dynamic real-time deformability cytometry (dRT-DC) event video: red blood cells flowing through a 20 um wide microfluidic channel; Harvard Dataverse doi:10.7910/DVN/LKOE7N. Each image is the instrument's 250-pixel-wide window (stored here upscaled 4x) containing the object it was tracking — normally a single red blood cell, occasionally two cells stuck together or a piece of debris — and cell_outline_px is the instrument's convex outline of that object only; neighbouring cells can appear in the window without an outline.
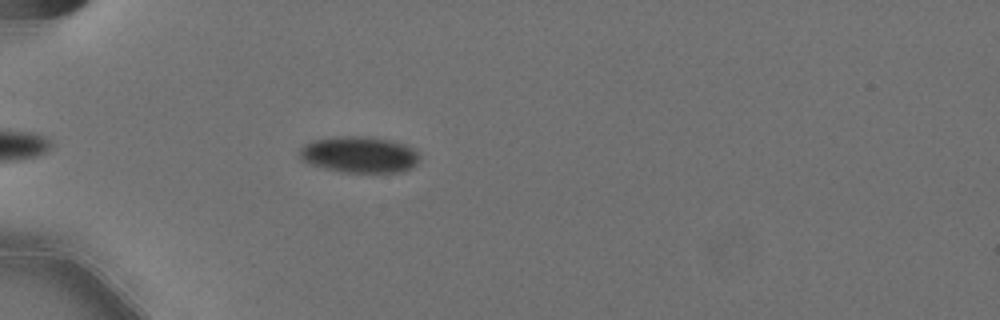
{"species": "Egyptian fruit bat (a non-hibernating species)", "species_latin": "Rousettus aegyptiacus", "temperature_condition": "cold", "stored_images_in_passage": 46, "camera_frame_rate_fps": 3000, "um_per_image_px": 0.085, "animal": {"sex": "female"}, "frame": {"image": 1, "passage_image": 6, "time_ms": 1.667, "image_size_px": [1000, 320], "cell_outline_px": [[420, 160], [412, 168], [400, 172], [340, 172], [308, 164], [300, 160], [300, 148], [304, 144], [312, 140], [332, 136], [372, 136], [392, 140], [408, 144], [416, 148], [420, 152]], "centroid_in_image_um": [30.58, 13.12], "position_along_channel_um": 54.4, "area_um2": 26.18}}
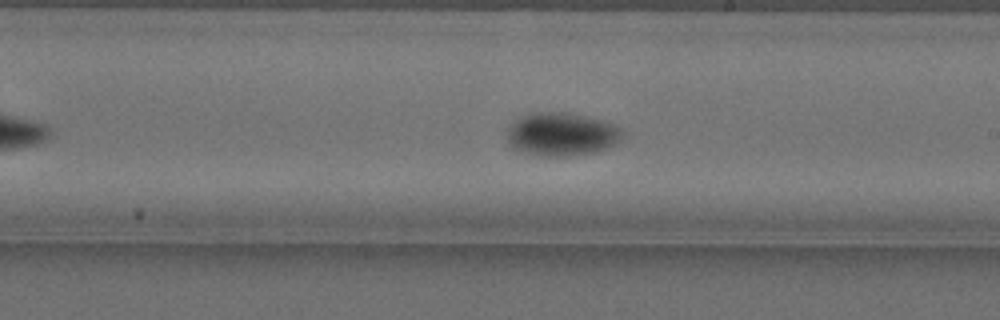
{"frame": {"image": 2, "passage_image": 23, "time_ms": 7.333, "image_size_px": [1000, 320], "cell_outline_px": [[624, 136], [620, 140], [608, 148], [596, 152], [568, 156], [540, 156], [524, 152], [512, 148], [508, 144], [508, 128], [520, 116], [532, 112], [564, 112], [584, 116], [600, 120], [612, 124], [620, 128], [624, 132]], "centroid_in_image_um": [47.73, 11.42], "position_along_channel_um": 241.3, "area_um2": 29.13}}
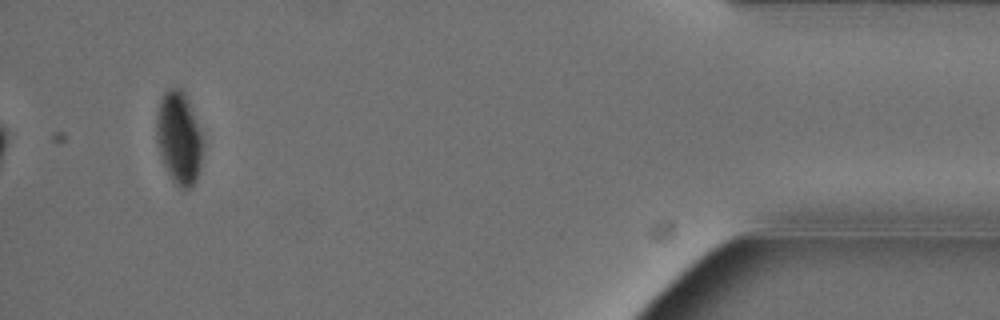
{"frame": {"image": 3, "passage_image": 43, "time_ms": 14.0, "image_size_px": [1000, 320], "cell_outline_px": [[204, 148], [200, 168], [196, 180], [192, 188], [180, 188], [172, 180], [160, 156], [156, 140], [156, 112], [160, 100], [164, 92], [168, 88], [180, 88], [188, 96], [204, 144]], "centroid_in_image_um": [15.21, 11.71], "position_along_channel_um": 420.0, "area_um2": 25.43}, "authors_computed_cell_mechanics": {"area_um2": 26.6458, "velocity_mm_per_s": 3.5773, "shape_relaxation_time_tau1_ms": 5.9777, "shape_relaxation_time_tau2_ms": null, "deformation_change_tau1": 0.1145, "deformation_change_tau2": null}}